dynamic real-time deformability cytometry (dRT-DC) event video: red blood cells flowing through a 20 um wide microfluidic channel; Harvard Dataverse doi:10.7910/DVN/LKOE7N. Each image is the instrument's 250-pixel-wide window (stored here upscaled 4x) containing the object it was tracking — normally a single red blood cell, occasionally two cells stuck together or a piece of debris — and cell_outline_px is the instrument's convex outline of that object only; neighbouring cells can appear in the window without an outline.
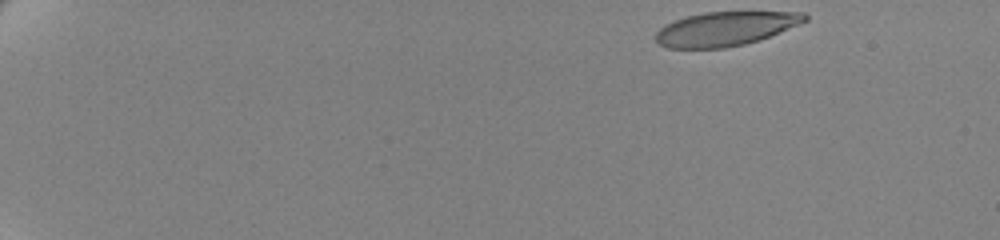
{"species": "human", "species_latin": "Homo sapiens", "temperature_condition": "cold", "stored_images_in_passage": 54, "camera_frame_rate_fps": 3000, "um_per_image_px": 0.085, "donor": {"sex": "female"}, "frame": {"image": 1, "passage_image": 1, "time_ms": 0.0, "image_size_px": [1000, 240], "cell_outline_px": [[808, 20], [760, 40], [744, 44], [724, 48], [668, 48], [660, 44], [656, 40], [656, 32], [664, 24], [672, 20], [704, 12], [804, 12], [808, 16]], "centroid_in_image_um": [61.64, 2.44], "position_along_channel_um": 23.4, "area_um2": 29.54}}
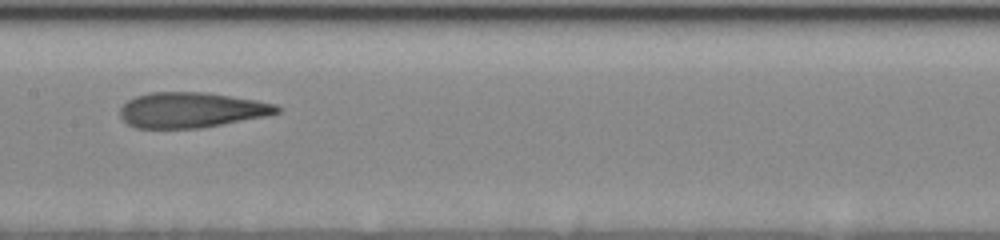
{"frame": {"image": 2, "passage_image": 28, "time_ms": 9.0, "image_size_px": [1000, 240], "cell_outline_px": [[280, 112], [264, 116], [200, 128], [136, 128], [128, 124], [120, 116], [120, 108], [128, 100], [136, 96], [148, 92], [204, 92], [256, 100], [276, 104], [280, 108]], "centroid_in_image_um": [16.23, 9.34], "position_along_channel_um": 191.2, "area_um2": 32.08}}
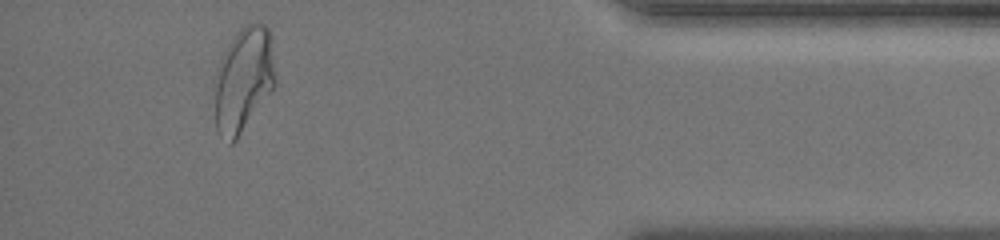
{"frame": {"image": 3, "passage_image": 50, "time_ms": 16.333, "image_size_px": [1000, 240], "cell_outline_px": [[276, 84], [236, 140], [232, 144], [228, 144], [216, 132], [212, 80], [216, 68], [228, 44], [236, 32], [240, 28], [248, 24], [264, 24], [268, 28], [276, 80]], "centroid_in_image_um": [20.62, 6.82], "position_along_channel_um": 414.6, "area_um2": 37.45}, "authors_computed_cell_mechanics": {"area_um2": 32.6859, "velocity_mm_per_s": 3.4849, "shape_relaxation_time_tau1_ms": 5.6833, "shape_relaxation_time_tau2_ms": 1.5005, "deformation_change_tau1": 0.2332, "deformation_change_tau2": 0.1095}}